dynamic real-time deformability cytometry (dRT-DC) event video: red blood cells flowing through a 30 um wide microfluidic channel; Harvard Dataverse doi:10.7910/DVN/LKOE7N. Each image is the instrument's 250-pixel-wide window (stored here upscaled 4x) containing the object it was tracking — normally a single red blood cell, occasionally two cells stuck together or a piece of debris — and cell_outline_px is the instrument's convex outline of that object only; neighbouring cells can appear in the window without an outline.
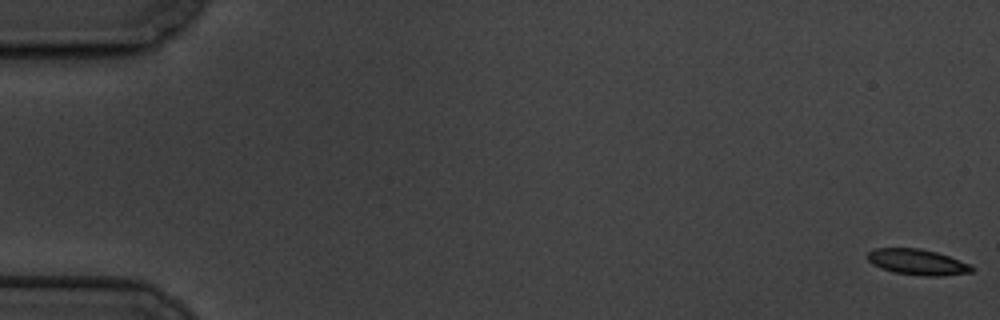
{"species": "common noctule bat (a hibernating species)", "species_latin": "Nyctalus noctula", "temperature_condition": "cold", "stored_images_in_passage": 5, "camera_frame_rate_fps": 3000, "um_per_image_px": 0.085, "animal": {"sex": "male", "body_mass_g": 19.5, "forearm_length_mm": 54.6}, "frame": {"image": 1, "passage_image": 1, "time_ms": 0.0, "image_size_px": [1000, 320], "cell_outline_px": [[976, 268], [972, 272], [940, 276], [924, 276], [892, 272], [880, 268], [872, 264], [868, 260], [868, 252], [876, 248], [920, 248], [936, 252], [972, 264]], "centroid_in_image_um": [78.01, 22.28], "position_along_channel_um": 7.0, "area_um2": 15.78}}
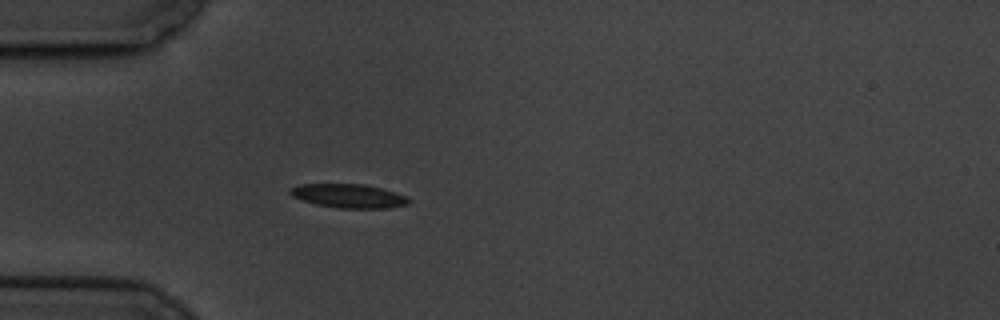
{"frame": {"image": 2, "passage_image": 5, "time_ms": 5.667, "image_size_px": [1000, 320], "cell_outline_px": [[412, 200], [408, 204], [388, 208], [336, 208], [316, 204], [292, 196], [288, 192], [292, 188], [300, 184], [364, 184], [380, 188], [404, 196]], "centroid_in_image_um": [29.63, 16.66], "position_along_channel_um": 55.4, "area_um2": 16.24}}